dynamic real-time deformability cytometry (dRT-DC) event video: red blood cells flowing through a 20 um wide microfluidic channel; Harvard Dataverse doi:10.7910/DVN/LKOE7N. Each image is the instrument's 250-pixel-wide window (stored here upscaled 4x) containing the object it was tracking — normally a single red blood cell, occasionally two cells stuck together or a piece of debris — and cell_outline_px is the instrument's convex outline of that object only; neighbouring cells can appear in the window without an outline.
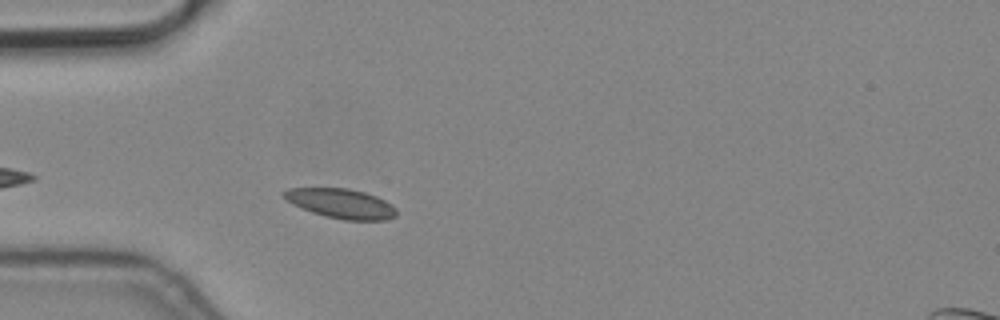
{"species": "common noctule bat (a hibernating species)", "species_latin": "Nyctalus noctula", "temperature_condition": "cold", "stored_images_in_passage": 3, "camera_frame_rate_fps": 3000, "um_per_image_px": 0.085, "animal": {"sex": "male", "body_mass_g": 19.2, "forearm_length_mm": 51.8}, "frame": {"image": 1, "passage_image": 3, "time_ms": 0.667, "image_size_px": [1000, 320], "cell_outline_px": [[396, 216], [384, 220], [344, 220], [324, 216], [312, 212], [292, 204], [280, 196], [280, 192], [288, 188], [348, 188], [364, 192], [376, 196], [392, 204], [396, 208]], "centroid_in_image_um": [28.94, 17.29], "position_along_channel_um": 56.1, "area_um2": 19.59}}